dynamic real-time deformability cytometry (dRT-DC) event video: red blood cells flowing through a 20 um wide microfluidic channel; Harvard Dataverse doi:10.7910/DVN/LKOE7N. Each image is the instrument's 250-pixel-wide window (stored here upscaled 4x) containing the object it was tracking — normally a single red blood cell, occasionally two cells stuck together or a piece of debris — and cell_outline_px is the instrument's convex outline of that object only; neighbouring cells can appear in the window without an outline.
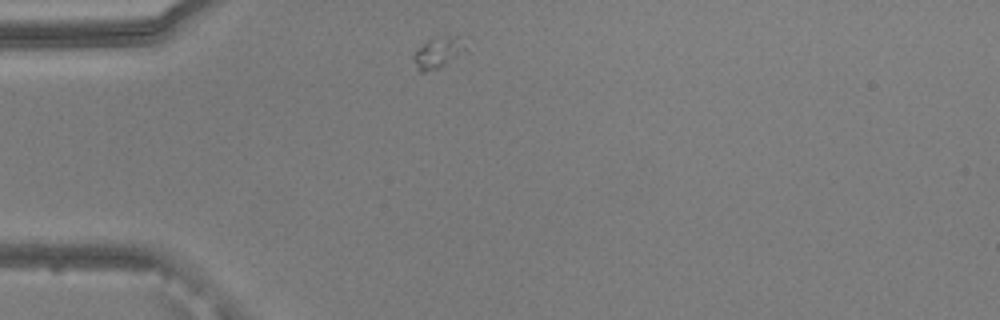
{"species": "common noctule bat (a hibernating species)", "species_latin": "Nyctalus noctula", "temperature_condition": "warm", "stored_images_in_passage": 41, "camera_frame_rate_fps": 3000, "um_per_image_px": 0.085, "animal": {"sex": "male", "body_mass_g": 20.5, "forearm_length_mm": 52.5}, "frame": {"image": 1, "passage_image": 1, "time_ms": 0.0, "image_size_px": [1000, 320], "cell_outline_px": [[468, 52], [440, 68], [424, 72], [420, 72], [416, 68], [412, 56], [416, 48], [428, 40], [460, 32]], "centroid_in_image_um": [37.31, 4.44], "position_along_channel_um": 47.7, "area_um2": 10.06}}
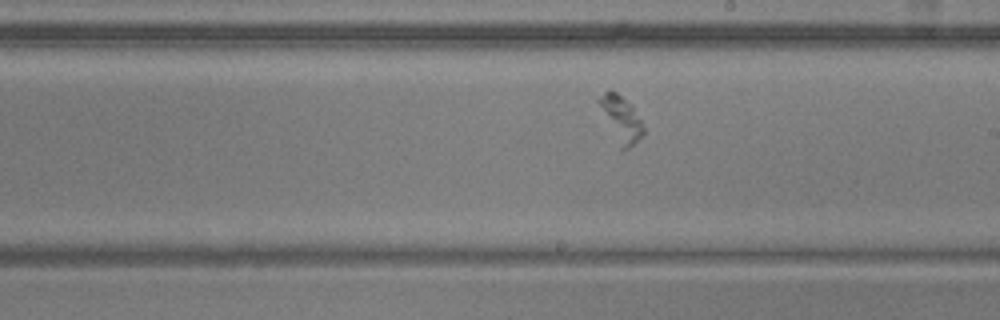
{"frame": {"image": 2, "passage_image": 18, "time_ms": 5.667, "image_size_px": [1000, 320], "cell_outline_px": [[644, 132], [628, 148], [620, 148], [596, 100], [604, 92], [616, 92], [632, 108], [640, 120], [644, 128]], "centroid_in_image_um": [52.75, 10.11], "position_along_channel_um": 236.2, "area_um2": 10.98}}
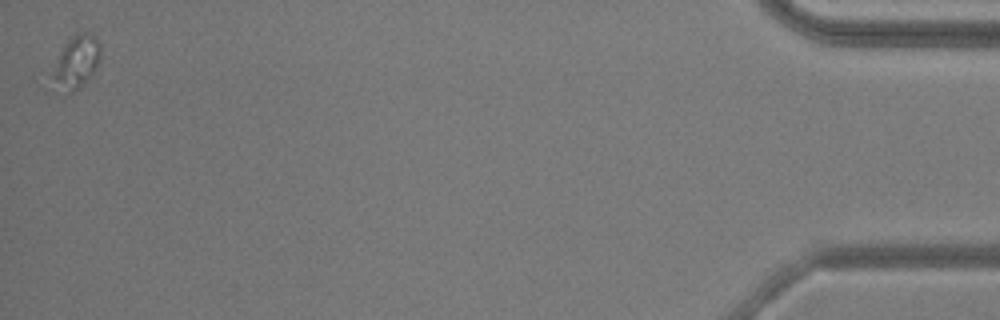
{"frame": {"image": 3, "passage_image": 41, "time_ms": 13.333, "image_size_px": [1000, 320], "cell_outline_px": [[100, 60], [92, 76], [68, 96], [52, 76], [60, 52], [64, 44], [72, 36], [80, 32], [84, 32], [92, 36], [100, 44]], "centroid_in_image_um": [6.53, 5.26], "position_along_channel_um": 428.7, "area_um2": 14.22}}